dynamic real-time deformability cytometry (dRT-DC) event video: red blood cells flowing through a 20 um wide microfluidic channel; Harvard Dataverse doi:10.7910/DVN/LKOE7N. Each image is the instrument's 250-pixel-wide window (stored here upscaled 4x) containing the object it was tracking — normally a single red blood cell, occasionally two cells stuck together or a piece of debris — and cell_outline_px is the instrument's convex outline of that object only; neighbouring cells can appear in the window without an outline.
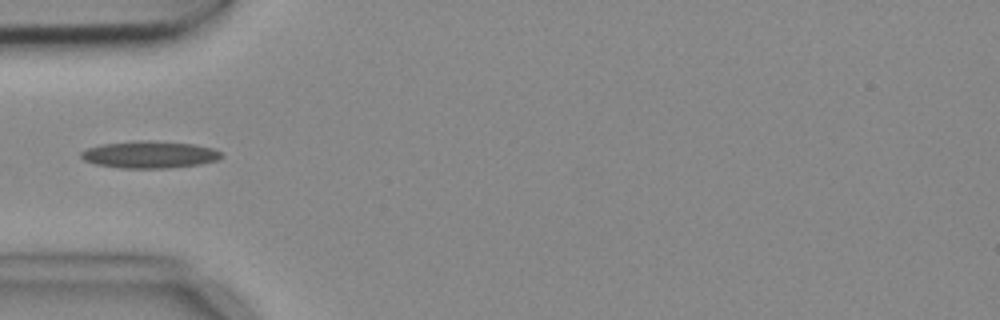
{"species": "common noctule bat (a hibernating species)", "species_latin": "Nyctalus noctula", "temperature_condition": "cold", "stored_images_in_passage": 1, "camera_frame_rate_fps": 3000, "um_per_image_px": 0.085, "animal": {"sex": "female", "body_mass_g": 18.4}, "frame": {"image": 1, "passage_image": 1, "time_ms": 0.0, "image_size_px": [1000, 320], "cell_outline_px": [[224, 156], [216, 160], [200, 164], [168, 168], [120, 168], [96, 164], [84, 160], [80, 156], [80, 152], [88, 148], [104, 144], [136, 140], [144, 140], [192, 144], [212, 148], [220, 152]], "centroid_in_image_um": [12.7, 13.14], "position_along_channel_um": 72.3, "area_um2": 21.96}}